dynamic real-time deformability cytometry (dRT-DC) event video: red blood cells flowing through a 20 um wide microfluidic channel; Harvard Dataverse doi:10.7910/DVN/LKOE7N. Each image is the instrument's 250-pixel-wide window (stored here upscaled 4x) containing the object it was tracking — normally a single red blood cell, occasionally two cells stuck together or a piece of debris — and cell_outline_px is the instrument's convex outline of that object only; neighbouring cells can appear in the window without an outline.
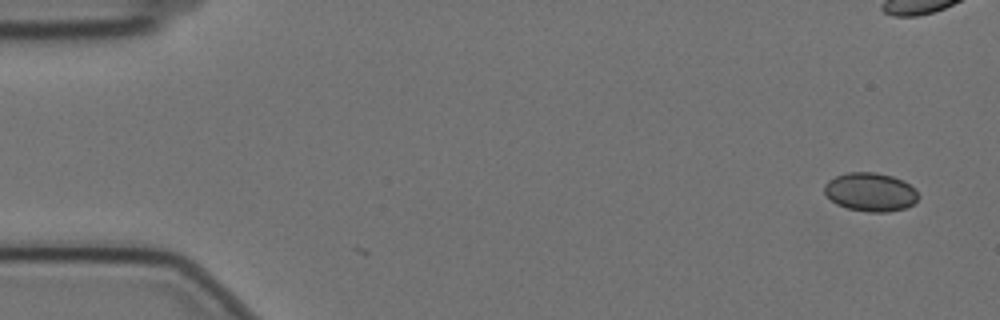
{"species": "Egyptian fruit bat (a non-hibernating species)", "species_latin": "Rousettus aegyptiacus", "temperature_condition": "cold", "stored_images_in_passage": 16, "camera_frame_rate_fps": 3000, "um_per_image_px": 0.085, "animal": {"sex": "female"}, "frame": {"image": 1, "passage_image": 1, "time_ms": 0.0, "image_size_px": [1000, 320], "cell_outline_px": [[920, 196], [912, 204], [904, 208], [888, 212], [868, 212], [848, 208], [836, 204], [824, 192], [824, 184], [828, 180], [836, 176], [848, 172], [876, 172], [892, 176], [904, 180], [916, 188]], "centroid_in_image_um": [74.01, 16.31], "position_along_channel_um": 11.0, "area_um2": 21.27}}